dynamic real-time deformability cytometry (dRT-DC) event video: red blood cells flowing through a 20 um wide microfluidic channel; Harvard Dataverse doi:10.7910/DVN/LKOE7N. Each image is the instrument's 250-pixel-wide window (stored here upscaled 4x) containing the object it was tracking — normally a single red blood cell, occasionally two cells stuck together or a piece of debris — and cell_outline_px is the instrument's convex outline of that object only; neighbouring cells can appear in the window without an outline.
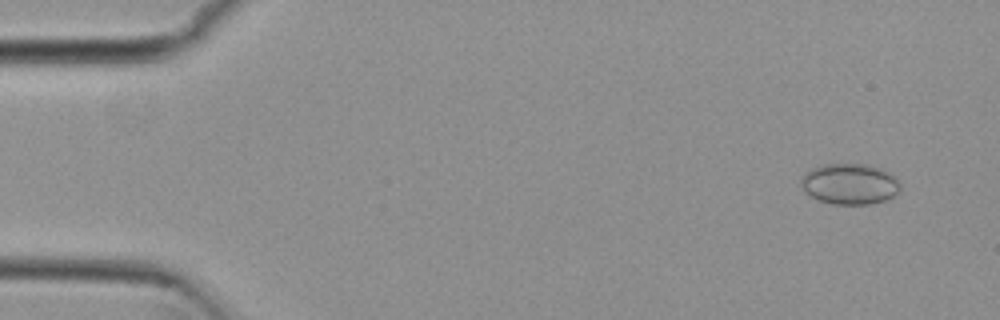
{"species": "common noctule bat (a hibernating species)", "species_latin": "Nyctalus noctula", "temperature_condition": "cold", "stored_images_in_passage": 55, "camera_frame_rate_fps": 3000, "um_per_image_px": 0.085, "animal": {"sex": "female", "body_mass_g": 29.2, "forearm_length_mm": 56.3}, "frame": {"image": 1, "passage_image": 4, "time_ms": 1.0, "image_size_px": [1000, 320], "cell_outline_px": [[900, 192], [884, 200], [872, 204], [832, 204], [820, 200], [804, 192], [800, 184], [800, 180], [804, 172], [812, 168], [824, 164], [868, 164], [880, 168], [896, 176], [900, 180]], "centroid_in_image_um": [72.23, 15.63], "position_along_channel_um": 12.8, "area_um2": 23.87}}
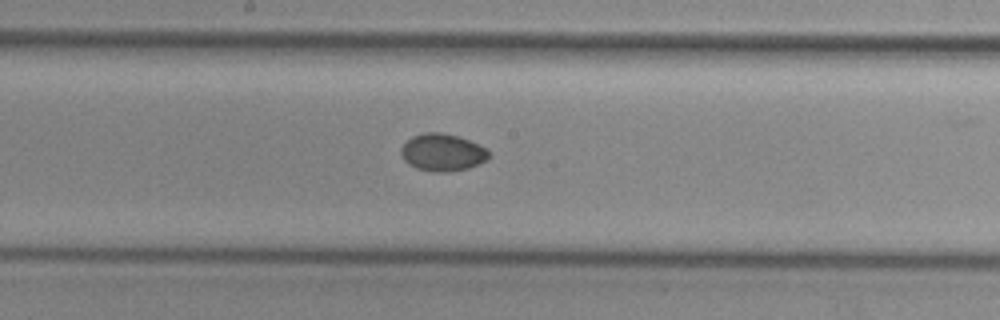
{"frame": {"image": 2, "passage_image": 29, "time_ms": 9.333, "image_size_px": [1000, 320], "cell_outline_px": [[488, 160], [468, 168], [448, 172], [436, 172], [416, 168], [408, 164], [404, 160], [400, 152], [400, 148], [412, 136], [424, 132], [440, 132], [456, 136], [468, 140], [488, 148]], "centroid_in_image_um": [37.6, 12.96], "position_along_channel_um": 210.6, "area_um2": 19.07}}
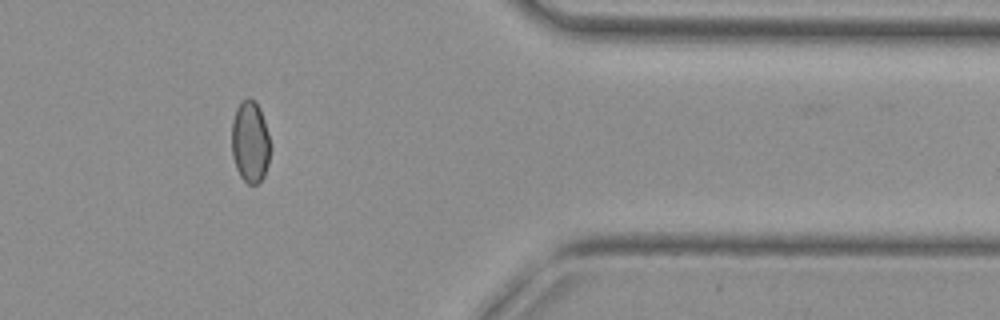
{"frame": {"image": 3, "passage_image": 45, "time_ms": 14.667, "image_size_px": [1000, 320], "cell_outline_px": [[268, 164], [264, 176], [256, 184], [248, 184], [240, 176], [236, 168], [232, 156], [232, 120], [236, 108], [240, 100], [248, 96], [256, 100], [260, 108], [268, 132]], "centroid_in_image_um": [21.23, 12.0], "position_along_channel_um": 390.2, "area_um2": 18.44}}